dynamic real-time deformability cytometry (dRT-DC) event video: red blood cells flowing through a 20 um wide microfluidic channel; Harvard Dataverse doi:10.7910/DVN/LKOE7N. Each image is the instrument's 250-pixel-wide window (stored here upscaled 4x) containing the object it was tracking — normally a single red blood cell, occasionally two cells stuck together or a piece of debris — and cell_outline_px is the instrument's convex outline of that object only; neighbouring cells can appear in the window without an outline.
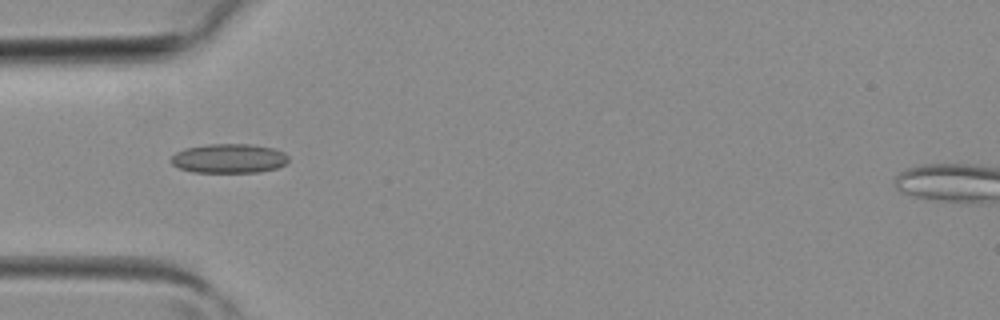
{"species": "common noctule bat (a hibernating species)", "species_latin": "Nyctalus noctula", "temperature_condition": "room temperature", "stored_images_in_passage": 4, "camera_frame_rate_fps": 3000, "um_per_image_px": 0.085, "animal": {"sex": "female", "body_mass_g": 19.3, "forearm_length_mm": 54.1}, "frame": {"image": 1, "passage_image": 3, "time_ms": 0.667, "image_size_px": [1000, 320], "cell_outline_px": [[288, 160], [284, 164], [276, 168], [260, 172], [192, 172], [180, 168], [172, 164], [168, 160], [176, 152], [184, 148], [208, 144], [252, 144], [276, 148], [284, 152], [288, 156]], "centroid_in_image_um": [19.45, 13.46], "position_along_channel_um": 65.5, "area_um2": 20.23}}
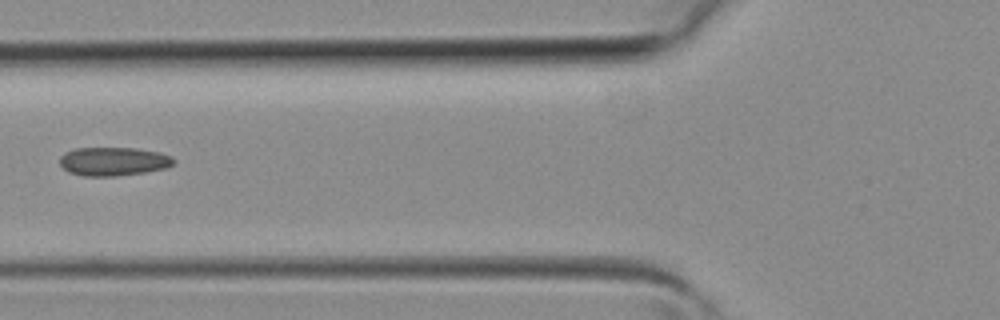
{"frame": {"image": 2, "passage_image": 4, "time_ms": 1.0, "image_size_px": [1000, 320], "cell_outline_px": [[176, 160], [168, 168], [144, 172], [116, 176], [84, 176], [68, 172], [60, 164], [60, 156], [64, 152], [76, 148], [136, 148], [160, 152], [172, 156]], "centroid_in_image_um": [9.65, 13.71], "position_along_channel_um": 116.1, "area_um2": 19.13}}